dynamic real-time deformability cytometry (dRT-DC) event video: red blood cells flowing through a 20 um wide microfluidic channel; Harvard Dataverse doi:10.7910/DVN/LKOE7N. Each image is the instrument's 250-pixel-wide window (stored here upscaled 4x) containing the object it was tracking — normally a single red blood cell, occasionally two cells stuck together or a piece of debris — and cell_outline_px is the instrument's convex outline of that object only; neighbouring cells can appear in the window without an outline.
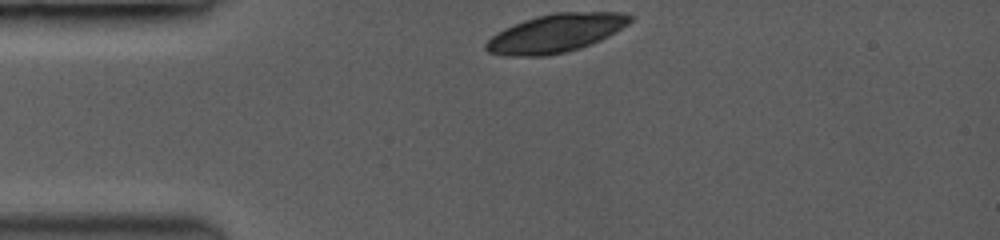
{"species": "common noctule bat (a hibernating species)", "species_latin": "Nyctalus noctula", "temperature_condition": "room temperature", "stored_images_in_passage": 38, "camera_frame_rate_fps": 3500, "um_per_image_px": 0.085, "animal": {"sex": "female", "body_mass_g": 19.0, "forearm_length_mm": 53.3}, "frame": {"image": 1, "passage_image": 1, "time_ms": 0.0, "image_size_px": [1000, 240], "cell_outline_px": [[632, 20], [628, 24], [588, 44], [564, 52], [544, 56], [504, 56], [488, 52], [484, 48], [484, 44], [496, 32], [504, 28], [524, 20], [536, 16], [552, 12], [624, 12], [632, 16]], "centroid_in_image_um": [47.15, 2.81], "position_along_channel_um": 37.8, "area_um2": 31.73}}
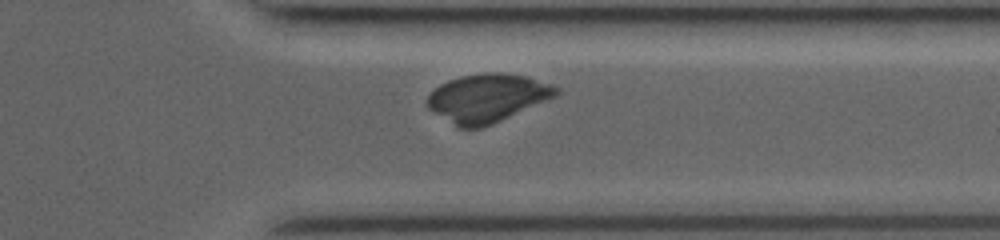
{"frame": {"image": 2, "passage_image": 33, "time_ms": 9.143, "image_size_px": [1000, 240], "cell_outline_px": [[560, 92], [556, 96], [492, 124], [480, 128], [460, 128], [428, 108], [428, 96], [440, 84], [448, 80], [464, 76], [492, 72], [500, 72], [524, 76], [560, 88]], "centroid_in_image_um": [41.43, 8.33], "position_along_channel_um": 370.0, "area_um2": 35.43}}
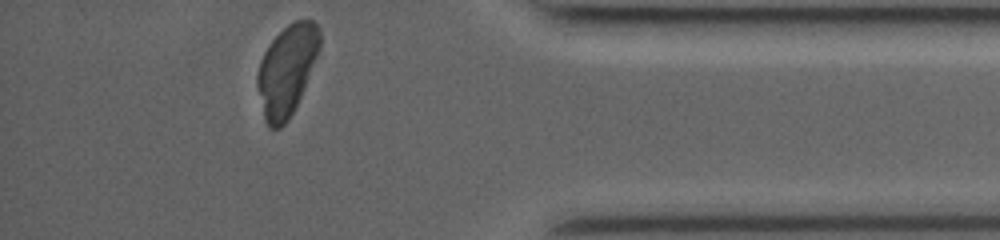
{"frame": {"image": 3, "passage_image": 38, "time_ms": 10.571, "image_size_px": [1000, 240], "cell_outline_px": [[320, 48], [304, 88], [288, 120], [280, 128], [268, 128], [264, 120], [256, 84], [256, 76], [260, 60], [268, 44], [288, 24], [296, 20], [312, 20], [320, 28]], "centroid_in_image_um": [24.35, 5.97], "position_along_channel_um": 410.8, "area_um2": 32.77}}